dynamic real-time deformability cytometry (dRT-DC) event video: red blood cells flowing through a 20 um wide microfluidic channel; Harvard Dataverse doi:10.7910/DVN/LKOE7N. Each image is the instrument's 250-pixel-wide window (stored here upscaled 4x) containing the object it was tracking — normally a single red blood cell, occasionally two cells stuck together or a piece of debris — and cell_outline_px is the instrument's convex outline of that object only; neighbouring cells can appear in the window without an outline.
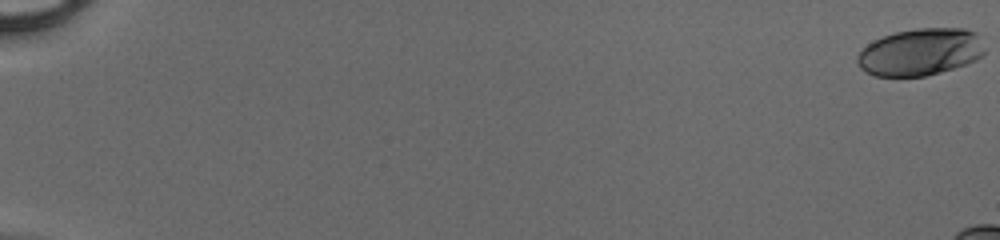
{"species": "human", "species_latin": "Homo sapiens", "temperature_condition": "cold", "stored_images_in_passage": 23, "camera_frame_rate_fps": 3000, "um_per_image_px": 0.085, "donor": {"sex": "male"}, "frame": {"image": 1, "passage_image": 1, "time_ms": 0.0, "image_size_px": [1000, 240], "cell_outline_px": [[984, 52], [976, 60], [940, 72], [924, 76], [876, 76], [864, 72], [860, 68], [856, 60], [856, 56], [868, 44], [884, 36], [896, 32], [916, 28], [964, 28], [976, 32], [984, 48]], "centroid_in_image_um": [78.21, 4.42], "position_along_channel_um": 6.8, "area_um2": 34.74}}
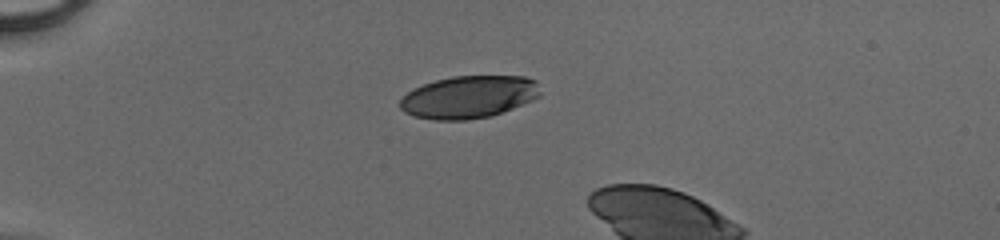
{"frame": {"image": 2, "passage_image": 16, "time_ms": 5.0, "image_size_px": [1000, 240], "cell_outline_px": [[540, 96], [532, 100], [492, 116], [468, 120], [432, 120], [416, 116], [404, 112], [400, 108], [400, 100], [408, 92], [424, 84], [436, 80], [452, 76], [524, 76], [536, 80], [540, 92]], "centroid_in_image_um": [39.86, 8.25], "position_along_channel_um": 45.1, "area_um2": 34.62}}
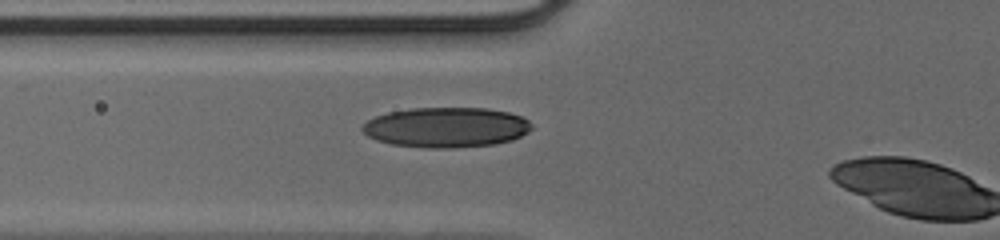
{"frame": {"image": 3, "passage_image": 22, "time_ms": 7.0, "image_size_px": [1000, 240], "cell_outline_px": [[532, 128], [528, 132], [512, 140], [496, 144], [456, 148], [424, 148], [392, 144], [376, 140], [368, 136], [360, 128], [368, 120], [376, 116], [388, 112], [412, 108], [484, 108], [508, 112], [520, 116], [528, 120], [532, 124]], "centroid_in_image_um": [37.93, 10.83], "position_along_channel_um": 87.9, "area_um2": 39.65}}